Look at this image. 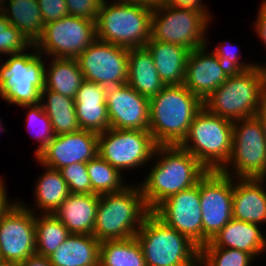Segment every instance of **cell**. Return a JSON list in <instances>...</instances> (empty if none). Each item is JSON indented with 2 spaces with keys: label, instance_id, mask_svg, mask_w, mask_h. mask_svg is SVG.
Wrapping results in <instances>:
<instances>
[{
  "label": "cell",
  "instance_id": "1",
  "mask_svg": "<svg viewBox=\"0 0 266 266\" xmlns=\"http://www.w3.org/2000/svg\"><path fill=\"white\" fill-rule=\"evenodd\" d=\"M152 160L155 163L148 165L147 176L137 182L150 211L169 196L196 185L208 172L180 145H157Z\"/></svg>",
  "mask_w": 266,
  "mask_h": 266
},
{
  "label": "cell",
  "instance_id": "2",
  "mask_svg": "<svg viewBox=\"0 0 266 266\" xmlns=\"http://www.w3.org/2000/svg\"><path fill=\"white\" fill-rule=\"evenodd\" d=\"M203 101L182 85H165L149 99V132L157 145H180Z\"/></svg>",
  "mask_w": 266,
  "mask_h": 266
},
{
  "label": "cell",
  "instance_id": "3",
  "mask_svg": "<svg viewBox=\"0 0 266 266\" xmlns=\"http://www.w3.org/2000/svg\"><path fill=\"white\" fill-rule=\"evenodd\" d=\"M203 104L210 113L231 121L254 117L266 104V69L257 65L232 72Z\"/></svg>",
  "mask_w": 266,
  "mask_h": 266
},
{
  "label": "cell",
  "instance_id": "4",
  "mask_svg": "<svg viewBox=\"0 0 266 266\" xmlns=\"http://www.w3.org/2000/svg\"><path fill=\"white\" fill-rule=\"evenodd\" d=\"M151 211L138 183L123 190L100 195L93 236L100 242L132 238Z\"/></svg>",
  "mask_w": 266,
  "mask_h": 266
},
{
  "label": "cell",
  "instance_id": "5",
  "mask_svg": "<svg viewBox=\"0 0 266 266\" xmlns=\"http://www.w3.org/2000/svg\"><path fill=\"white\" fill-rule=\"evenodd\" d=\"M153 9L125 0H103L96 19L97 39L124 48L145 47Z\"/></svg>",
  "mask_w": 266,
  "mask_h": 266
},
{
  "label": "cell",
  "instance_id": "6",
  "mask_svg": "<svg viewBox=\"0 0 266 266\" xmlns=\"http://www.w3.org/2000/svg\"><path fill=\"white\" fill-rule=\"evenodd\" d=\"M135 237L142 247L146 266H199L200 248L152 211Z\"/></svg>",
  "mask_w": 266,
  "mask_h": 266
},
{
  "label": "cell",
  "instance_id": "7",
  "mask_svg": "<svg viewBox=\"0 0 266 266\" xmlns=\"http://www.w3.org/2000/svg\"><path fill=\"white\" fill-rule=\"evenodd\" d=\"M45 59L34 45L30 50L8 55L7 60L1 57L0 98L15 107L39 104L45 88Z\"/></svg>",
  "mask_w": 266,
  "mask_h": 266
},
{
  "label": "cell",
  "instance_id": "8",
  "mask_svg": "<svg viewBox=\"0 0 266 266\" xmlns=\"http://www.w3.org/2000/svg\"><path fill=\"white\" fill-rule=\"evenodd\" d=\"M232 142L233 121L210 113L203 107L195 115L180 146L208 171H220L230 158Z\"/></svg>",
  "mask_w": 266,
  "mask_h": 266
},
{
  "label": "cell",
  "instance_id": "9",
  "mask_svg": "<svg viewBox=\"0 0 266 266\" xmlns=\"http://www.w3.org/2000/svg\"><path fill=\"white\" fill-rule=\"evenodd\" d=\"M212 20V14L208 11L163 4L153 8L151 38L186 47L192 51L207 45L209 41L207 32L210 30Z\"/></svg>",
  "mask_w": 266,
  "mask_h": 266
},
{
  "label": "cell",
  "instance_id": "10",
  "mask_svg": "<svg viewBox=\"0 0 266 266\" xmlns=\"http://www.w3.org/2000/svg\"><path fill=\"white\" fill-rule=\"evenodd\" d=\"M220 172L233 178L266 179V140L255 116L233 121L232 152Z\"/></svg>",
  "mask_w": 266,
  "mask_h": 266
},
{
  "label": "cell",
  "instance_id": "11",
  "mask_svg": "<svg viewBox=\"0 0 266 266\" xmlns=\"http://www.w3.org/2000/svg\"><path fill=\"white\" fill-rule=\"evenodd\" d=\"M156 147L149 131L108 128L98 134V155L122 174L148 166Z\"/></svg>",
  "mask_w": 266,
  "mask_h": 266
},
{
  "label": "cell",
  "instance_id": "12",
  "mask_svg": "<svg viewBox=\"0 0 266 266\" xmlns=\"http://www.w3.org/2000/svg\"><path fill=\"white\" fill-rule=\"evenodd\" d=\"M96 39V22L67 15L45 24L33 45L45 57L77 59Z\"/></svg>",
  "mask_w": 266,
  "mask_h": 266
},
{
  "label": "cell",
  "instance_id": "13",
  "mask_svg": "<svg viewBox=\"0 0 266 266\" xmlns=\"http://www.w3.org/2000/svg\"><path fill=\"white\" fill-rule=\"evenodd\" d=\"M202 210V246L233 218V177L220 171H208L199 180Z\"/></svg>",
  "mask_w": 266,
  "mask_h": 266
},
{
  "label": "cell",
  "instance_id": "14",
  "mask_svg": "<svg viewBox=\"0 0 266 266\" xmlns=\"http://www.w3.org/2000/svg\"><path fill=\"white\" fill-rule=\"evenodd\" d=\"M129 49L96 39L77 58L84 79L105 87L127 84Z\"/></svg>",
  "mask_w": 266,
  "mask_h": 266
},
{
  "label": "cell",
  "instance_id": "15",
  "mask_svg": "<svg viewBox=\"0 0 266 266\" xmlns=\"http://www.w3.org/2000/svg\"><path fill=\"white\" fill-rule=\"evenodd\" d=\"M35 253V213L17 201L0 219L1 260L20 264Z\"/></svg>",
  "mask_w": 266,
  "mask_h": 266
},
{
  "label": "cell",
  "instance_id": "16",
  "mask_svg": "<svg viewBox=\"0 0 266 266\" xmlns=\"http://www.w3.org/2000/svg\"><path fill=\"white\" fill-rule=\"evenodd\" d=\"M152 212L167 226L187 236L199 248L202 247L199 181L196 185L169 196Z\"/></svg>",
  "mask_w": 266,
  "mask_h": 266
},
{
  "label": "cell",
  "instance_id": "17",
  "mask_svg": "<svg viewBox=\"0 0 266 266\" xmlns=\"http://www.w3.org/2000/svg\"><path fill=\"white\" fill-rule=\"evenodd\" d=\"M98 154V134L79 131L56 135L36 157L43 165L52 169L73 163H87Z\"/></svg>",
  "mask_w": 266,
  "mask_h": 266
},
{
  "label": "cell",
  "instance_id": "18",
  "mask_svg": "<svg viewBox=\"0 0 266 266\" xmlns=\"http://www.w3.org/2000/svg\"><path fill=\"white\" fill-rule=\"evenodd\" d=\"M110 128L149 131V99L128 84L108 87Z\"/></svg>",
  "mask_w": 266,
  "mask_h": 266
},
{
  "label": "cell",
  "instance_id": "19",
  "mask_svg": "<svg viewBox=\"0 0 266 266\" xmlns=\"http://www.w3.org/2000/svg\"><path fill=\"white\" fill-rule=\"evenodd\" d=\"M190 51L185 69L184 85L205 101L232 71L209 49L210 44Z\"/></svg>",
  "mask_w": 266,
  "mask_h": 266
},
{
  "label": "cell",
  "instance_id": "20",
  "mask_svg": "<svg viewBox=\"0 0 266 266\" xmlns=\"http://www.w3.org/2000/svg\"><path fill=\"white\" fill-rule=\"evenodd\" d=\"M107 87L84 80L75 97V112L80 129L97 134L110 128L106 105Z\"/></svg>",
  "mask_w": 266,
  "mask_h": 266
},
{
  "label": "cell",
  "instance_id": "21",
  "mask_svg": "<svg viewBox=\"0 0 266 266\" xmlns=\"http://www.w3.org/2000/svg\"><path fill=\"white\" fill-rule=\"evenodd\" d=\"M265 185L266 179L233 178V219L265 226Z\"/></svg>",
  "mask_w": 266,
  "mask_h": 266
},
{
  "label": "cell",
  "instance_id": "22",
  "mask_svg": "<svg viewBox=\"0 0 266 266\" xmlns=\"http://www.w3.org/2000/svg\"><path fill=\"white\" fill-rule=\"evenodd\" d=\"M100 195L70 193L53 213L71 234L93 235Z\"/></svg>",
  "mask_w": 266,
  "mask_h": 266
},
{
  "label": "cell",
  "instance_id": "23",
  "mask_svg": "<svg viewBox=\"0 0 266 266\" xmlns=\"http://www.w3.org/2000/svg\"><path fill=\"white\" fill-rule=\"evenodd\" d=\"M262 229L259 224L232 218L210 242L215 247L250 253L256 259L266 253V234Z\"/></svg>",
  "mask_w": 266,
  "mask_h": 266
},
{
  "label": "cell",
  "instance_id": "24",
  "mask_svg": "<svg viewBox=\"0 0 266 266\" xmlns=\"http://www.w3.org/2000/svg\"><path fill=\"white\" fill-rule=\"evenodd\" d=\"M145 47L151 53L160 79L165 85H182L190 50L150 38Z\"/></svg>",
  "mask_w": 266,
  "mask_h": 266
},
{
  "label": "cell",
  "instance_id": "25",
  "mask_svg": "<svg viewBox=\"0 0 266 266\" xmlns=\"http://www.w3.org/2000/svg\"><path fill=\"white\" fill-rule=\"evenodd\" d=\"M35 161L45 169L35 182L36 184L33 190V202L35 204L28 206L29 204H26L20 199L18 201L35 214L38 210L39 212L37 214H53L70 194L68 184L63 179L59 170L43 166L36 158Z\"/></svg>",
  "mask_w": 266,
  "mask_h": 266
},
{
  "label": "cell",
  "instance_id": "26",
  "mask_svg": "<svg viewBox=\"0 0 266 266\" xmlns=\"http://www.w3.org/2000/svg\"><path fill=\"white\" fill-rule=\"evenodd\" d=\"M127 84L148 99L157 95L165 86L146 47L129 49Z\"/></svg>",
  "mask_w": 266,
  "mask_h": 266
},
{
  "label": "cell",
  "instance_id": "27",
  "mask_svg": "<svg viewBox=\"0 0 266 266\" xmlns=\"http://www.w3.org/2000/svg\"><path fill=\"white\" fill-rule=\"evenodd\" d=\"M100 243L93 235L71 234L48 258L53 266H99Z\"/></svg>",
  "mask_w": 266,
  "mask_h": 266
},
{
  "label": "cell",
  "instance_id": "28",
  "mask_svg": "<svg viewBox=\"0 0 266 266\" xmlns=\"http://www.w3.org/2000/svg\"><path fill=\"white\" fill-rule=\"evenodd\" d=\"M46 58L45 88L75 99L85 80L77 59Z\"/></svg>",
  "mask_w": 266,
  "mask_h": 266
},
{
  "label": "cell",
  "instance_id": "29",
  "mask_svg": "<svg viewBox=\"0 0 266 266\" xmlns=\"http://www.w3.org/2000/svg\"><path fill=\"white\" fill-rule=\"evenodd\" d=\"M40 104L51 121L55 135L80 130L75 112V99L44 88L41 91Z\"/></svg>",
  "mask_w": 266,
  "mask_h": 266
},
{
  "label": "cell",
  "instance_id": "30",
  "mask_svg": "<svg viewBox=\"0 0 266 266\" xmlns=\"http://www.w3.org/2000/svg\"><path fill=\"white\" fill-rule=\"evenodd\" d=\"M1 12L32 44L41 36L45 24L37 0H8Z\"/></svg>",
  "mask_w": 266,
  "mask_h": 266
},
{
  "label": "cell",
  "instance_id": "31",
  "mask_svg": "<svg viewBox=\"0 0 266 266\" xmlns=\"http://www.w3.org/2000/svg\"><path fill=\"white\" fill-rule=\"evenodd\" d=\"M99 266H146L142 247L134 236L100 243Z\"/></svg>",
  "mask_w": 266,
  "mask_h": 266
},
{
  "label": "cell",
  "instance_id": "32",
  "mask_svg": "<svg viewBox=\"0 0 266 266\" xmlns=\"http://www.w3.org/2000/svg\"><path fill=\"white\" fill-rule=\"evenodd\" d=\"M36 254L52 255L71 235L54 214H35Z\"/></svg>",
  "mask_w": 266,
  "mask_h": 266
},
{
  "label": "cell",
  "instance_id": "33",
  "mask_svg": "<svg viewBox=\"0 0 266 266\" xmlns=\"http://www.w3.org/2000/svg\"><path fill=\"white\" fill-rule=\"evenodd\" d=\"M87 172L91 183V194L102 195L119 192L130 184L124 181V174L98 154L87 162Z\"/></svg>",
  "mask_w": 266,
  "mask_h": 266
},
{
  "label": "cell",
  "instance_id": "34",
  "mask_svg": "<svg viewBox=\"0 0 266 266\" xmlns=\"http://www.w3.org/2000/svg\"><path fill=\"white\" fill-rule=\"evenodd\" d=\"M254 261L250 253L215 247L210 241L200 248L199 266H251Z\"/></svg>",
  "mask_w": 266,
  "mask_h": 266
},
{
  "label": "cell",
  "instance_id": "35",
  "mask_svg": "<svg viewBox=\"0 0 266 266\" xmlns=\"http://www.w3.org/2000/svg\"><path fill=\"white\" fill-rule=\"evenodd\" d=\"M20 107H22V109L23 107L26 109V129L31 132L32 135H34L33 139L36 140L34 142L38 144L34 154V157L36 158L56 135L54 133L51 121L40 103L34 105H24Z\"/></svg>",
  "mask_w": 266,
  "mask_h": 266
},
{
  "label": "cell",
  "instance_id": "36",
  "mask_svg": "<svg viewBox=\"0 0 266 266\" xmlns=\"http://www.w3.org/2000/svg\"><path fill=\"white\" fill-rule=\"evenodd\" d=\"M33 44L16 27L11 25L0 12V58L1 55L19 54Z\"/></svg>",
  "mask_w": 266,
  "mask_h": 266
},
{
  "label": "cell",
  "instance_id": "37",
  "mask_svg": "<svg viewBox=\"0 0 266 266\" xmlns=\"http://www.w3.org/2000/svg\"><path fill=\"white\" fill-rule=\"evenodd\" d=\"M70 193L91 194L87 163H73L59 169Z\"/></svg>",
  "mask_w": 266,
  "mask_h": 266
},
{
  "label": "cell",
  "instance_id": "38",
  "mask_svg": "<svg viewBox=\"0 0 266 266\" xmlns=\"http://www.w3.org/2000/svg\"><path fill=\"white\" fill-rule=\"evenodd\" d=\"M230 43V44H229ZM231 42L222 41L220 44L215 45L211 51L219 58L220 62L226 65L232 72L247 71L257 66L256 61L241 60L240 52L237 51Z\"/></svg>",
  "mask_w": 266,
  "mask_h": 266
},
{
  "label": "cell",
  "instance_id": "39",
  "mask_svg": "<svg viewBox=\"0 0 266 266\" xmlns=\"http://www.w3.org/2000/svg\"><path fill=\"white\" fill-rule=\"evenodd\" d=\"M69 15L96 22L103 0H65Z\"/></svg>",
  "mask_w": 266,
  "mask_h": 266
},
{
  "label": "cell",
  "instance_id": "40",
  "mask_svg": "<svg viewBox=\"0 0 266 266\" xmlns=\"http://www.w3.org/2000/svg\"><path fill=\"white\" fill-rule=\"evenodd\" d=\"M44 24L69 15L65 0H37Z\"/></svg>",
  "mask_w": 266,
  "mask_h": 266
},
{
  "label": "cell",
  "instance_id": "41",
  "mask_svg": "<svg viewBox=\"0 0 266 266\" xmlns=\"http://www.w3.org/2000/svg\"><path fill=\"white\" fill-rule=\"evenodd\" d=\"M257 11V18L253 22V30L266 48V0L261 1ZM256 64L266 69V62L264 64L259 62Z\"/></svg>",
  "mask_w": 266,
  "mask_h": 266
},
{
  "label": "cell",
  "instance_id": "42",
  "mask_svg": "<svg viewBox=\"0 0 266 266\" xmlns=\"http://www.w3.org/2000/svg\"><path fill=\"white\" fill-rule=\"evenodd\" d=\"M9 192H7V186L5 180L0 177V219L16 204L18 199L9 200ZM12 202V203H11Z\"/></svg>",
  "mask_w": 266,
  "mask_h": 266
},
{
  "label": "cell",
  "instance_id": "43",
  "mask_svg": "<svg viewBox=\"0 0 266 266\" xmlns=\"http://www.w3.org/2000/svg\"><path fill=\"white\" fill-rule=\"evenodd\" d=\"M165 4L177 8H190L197 11H208L210 14L212 13L207 8L208 6L204 4V0H167Z\"/></svg>",
  "mask_w": 266,
  "mask_h": 266
},
{
  "label": "cell",
  "instance_id": "44",
  "mask_svg": "<svg viewBox=\"0 0 266 266\" xmlns=\"http://www.w3.org/2000/svg\"><path fill=\"white\" fill-rule=\"evenodd\" d=\"M18 266H53L48 257L39 254L29 256L25 261L18 264Z\"/></svg>",
  "mask_w": 266,
  "mask_h": 266
},
{
  "label": "cell",
  "instance_id": "45",
  "mask_svg": "<svg viewBox=\"0 0 266 266\" xmlns=\"http://www.w3.org/2000/svg\"><path fill=\"white\" fill-rule=\"evenodd\" d=\"M125 1L144 5L153 9L165 4L167 0H125Z\"/></svg>",
  "mask_w": 266,
  "mask_h": 266
},
{
  "label": "cell",
  "instance_id": "46",
  "mask_svg": "<svg viewBox=\"0 0 266 266\" xmlns=\"http://www.w3.org/2000/svg\"><path fill=\"white\" fill-rule=\"evenodd\" d=\"M255 117L258 119L264 138L266 140V104L259 109V111L255 114Z\"/></svg>",
  "mask_w": 266,
  "mask_h": 266
},
{
  "label": "cell",
  "instance_id": "47",
  "mask_svg": "<svg viewBox=\"0 0 266 266\" xmlns=\"http://www.w3.org/2000/svg\"><path fill=\"white\" fill-rule=\"evenodd\" d=\"M0 266H18L16 263L1 261Z\"/></svg>",
  "mask_w": 266,
  "mask_h": 266
},
{
  "label": "cell",
  "instance_id": "48",
  "mask_svg": "<svg viewBox=\"0 0 266 266\" xmlns=\"http://www.w3.org/2000/svg\"><path fill=\"white\" fill-rule=\"evenodd\" d=\"M8 0H0V12L5 8Z\"/></svg>",
  "mask_w": 266,
  "mask_h": 266
},
{
  "label": "cell",
  "instance_id": "49",
  "mask_svg": "<svg viewBox=\"0 0 266 266\" xmlns=\"http://www.w3.org/2000/svg\"><path fill=\"white\" fill-rule=\"evenodd\" d=\"M1 120H2V118H0V131H1V132L4 131V133H5V131H6L5 129H6V128L4 127L5 125H2L3 122H1Z\"/></svg>",
  "mask_w": 266,
  "mask_h": 266
}]
</instances>
